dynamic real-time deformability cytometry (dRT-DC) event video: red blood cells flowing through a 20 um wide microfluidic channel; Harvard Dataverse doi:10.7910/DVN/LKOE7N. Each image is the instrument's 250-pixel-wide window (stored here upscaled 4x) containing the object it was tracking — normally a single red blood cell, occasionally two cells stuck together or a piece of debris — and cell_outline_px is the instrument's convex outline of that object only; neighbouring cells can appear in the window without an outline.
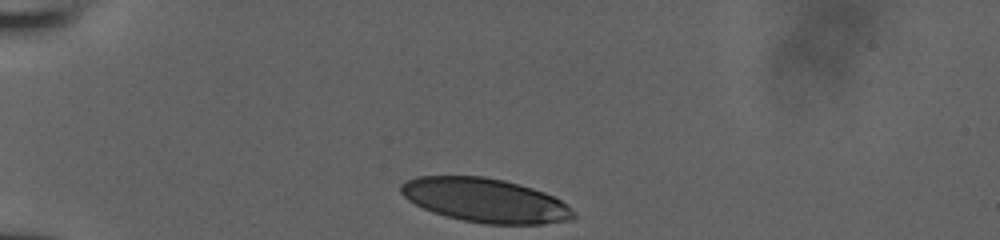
{"species": "human", "species_latin": "Homo sapiens", "temperature_condition": "room temperature", "stored_images_in_passage": 30, "camera_frame_rate_fps": 3000, "um_per_image_px": 0.085, "donor": {"sex": "male"}, "frame": {"image": 1, "passage_image": 1, "time_ms": 0.0, "image_size_px": [1000, 240], "cell_outline_px": [[576, 216], [572, 220], [544, 224], [484, 224], [444, 216], [432, 212], [408, 200], [400, 192], [400, 184], [404, 180], [416, 176], [484, 176], [504, 180], [520, 184], [544, 192], [568, 204], [576, 212]], "centroid_in_image_um": [41.26, 17.02], "position_along_channel_um": 43.7, "area_um2": 44.62}}
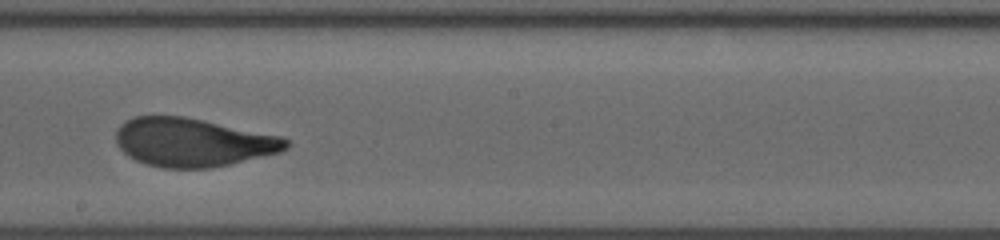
{"frame": {"image": 2, "passage_image": 18, "time_ms": 5.667, "image_size_px": [1000, 240], "cell_outline_px": [[288, 148], [280, 152], [212, 168], [160, 168], [144, 164], [128, 156], [116, 144], [116, 128], [120, 124], [132, 116], [184, 116], [280, 136], [288, 140]], "centroid_in_image_um": [16.33, 12.1], "position_along_channel_um": 231.9, "area_um2": 48.09}}
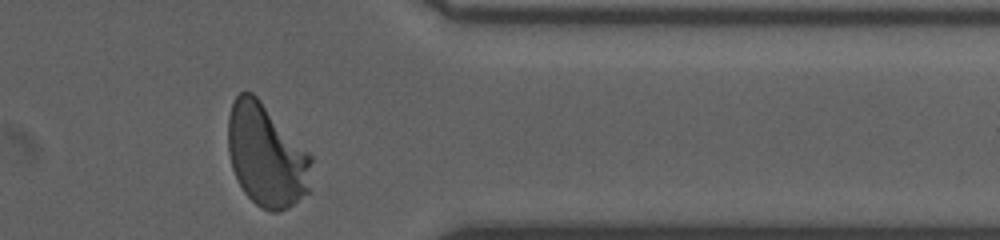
{"frame": {"image": 3, "passage_image": 30, "time_ms": 9.667, "image_size_px": [1000, 240], "cell_outline_px": [[312, 160], [308, 192], [288, 208], [276, 212], [272, 212], [256, 204], [244, 192], [232, 168], [228, 152], [228, 116], [232, 104], [236, 96], [240, 92], [252, 92], [260, 100], [312, 156]], "centroid_in_image_um": [22.62, 13.21], "position_along_channel_um": 388.8, "area_um2": 49.36}}